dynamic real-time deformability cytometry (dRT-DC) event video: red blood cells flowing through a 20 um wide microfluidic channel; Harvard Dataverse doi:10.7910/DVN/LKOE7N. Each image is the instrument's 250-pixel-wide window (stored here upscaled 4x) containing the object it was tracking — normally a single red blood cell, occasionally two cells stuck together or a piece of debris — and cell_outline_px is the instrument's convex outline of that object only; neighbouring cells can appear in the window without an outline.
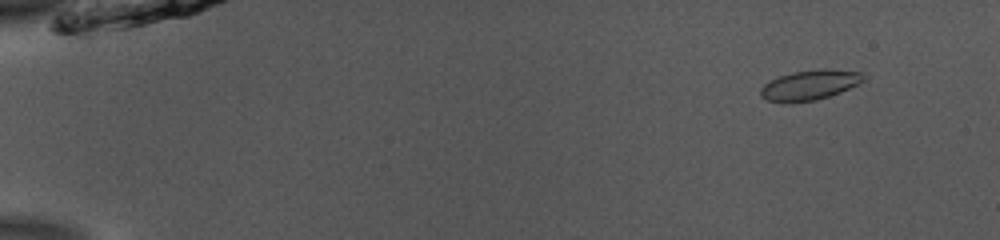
{"species": "common noctule bat (a hibernating species)", "species_latin": "Nyctalus noctula", "temperature_condition": "room temperature", "stored_images_in_passage": 54, "camera_frame_rate_fps": 3000, "um_per_image_px": 0.085, "animal": {"sex": "male", "body_mass_g": 13.0, "forearm_length_mm": 53.1}, "frame": {"image": 1, "passage_image": 6, "time_ms": 1.667, "image_size_px": [1000, 240], "cell_outline_px": [[868, 76], [864, 80], [840, 92], [816, 100], [788, 104], [768, 100], [760, 96], [760, 88], [768, 80], [792, 72], [828, 68], [860, 72]], "centroid_in_image_um": [68.79, 7.23], "position_along_channel_um": 16.2, "area_um2": 18.15}}
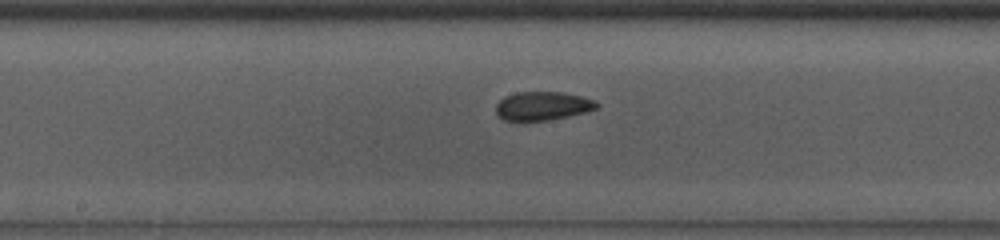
{"frame": {"image": 2, "passage_image": 30, "time_ms": 9.667, "image_size_px": [1000, 240], "cell_outline_px": [[600, 104], [596, 108], [584, 112], [568, 116], [548, 120], [504, 120], [496, 116], [496, 104], [504, 96], [516, 92], [560, 92], [580, 96], [596, 100]], "centroid_in_image_um": [46.09, 9.0], "position_along_channel_um": 202.1, "area_um2": 16.76}}
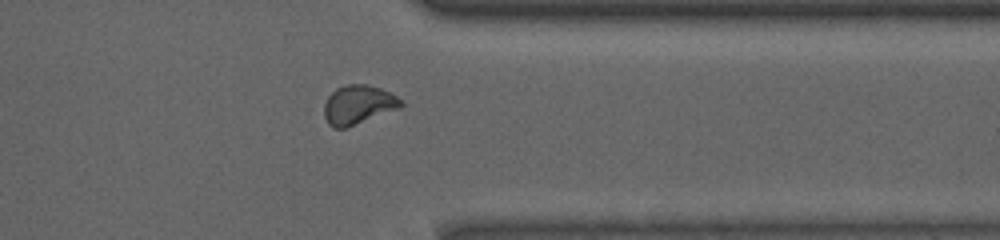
{"frame": {"image": 3, "passage_image": 44, "time_ms": 14.333, "image_size_px": [1000, 240], "cell_outline_px": [[404, 104], [400, 108], [344, 128], [332, 128], [328, 124], [324, 116], [324, 104], [328, 96], [336, 88], [348, 84], [368, 84], [380, 88], [404, 100]], "centroid_in_image_um": [30.45, 8.89], "position_along_channel_um": 381.0, "area_um2": 17.46}, "authors_computed_cell_mechanics": {"area_um2": 17.5423, "velocity_mm_per_s": 3.8764, "shape_relaxation_time_tau1_ms": null, "shape_relaxation_time_tau2_ms": 2.064, "deformation_change_tau1": null, "deformation_change_tau2": 0.0532}}